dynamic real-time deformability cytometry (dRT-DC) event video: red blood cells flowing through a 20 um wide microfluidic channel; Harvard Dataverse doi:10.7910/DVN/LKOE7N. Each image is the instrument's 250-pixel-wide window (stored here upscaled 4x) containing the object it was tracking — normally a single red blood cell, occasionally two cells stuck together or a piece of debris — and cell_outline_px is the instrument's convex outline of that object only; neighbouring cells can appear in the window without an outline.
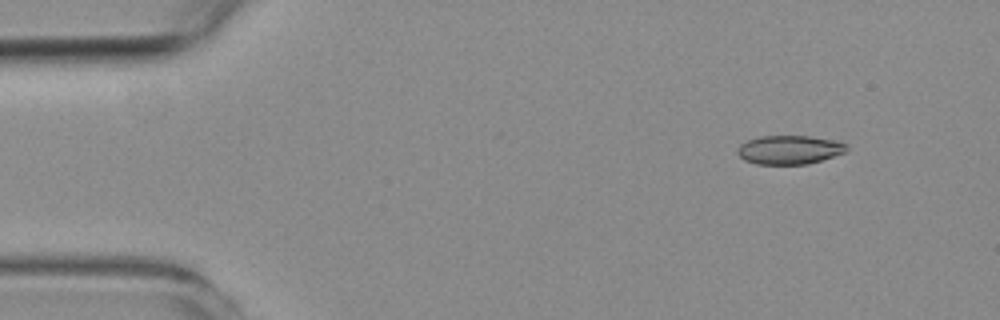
{"species": "common noctule bat (a hibernating species)", "species_latin": "Nyctalus noctula", "temperature_condition": "room temperature", "stored_images_in_passage": 53, "camera_frame_rate_fps": 3000, "um_per_image_px": 0.085, "animal": {"sex": "female", "body_mass_g": 19.3, "forearm_length_mm": 54.1}, "frame": {"image": 1, "passage_image": 5, "time_ms": 1.333, "image_size_px": [1000, 320], "cell_outline_px": [[848, 148], [844, 152], [808, 164], [756, 164], [744, 160], [736, 152], [736, 148], [740, 144], [748, 140], [760, 136], [808, 136], [832, 140], [848, 144]], "centroid_in_image_um": [67.05, 12.73], "position_along_channel_um": 18.0, "area_um2": 18.21}}
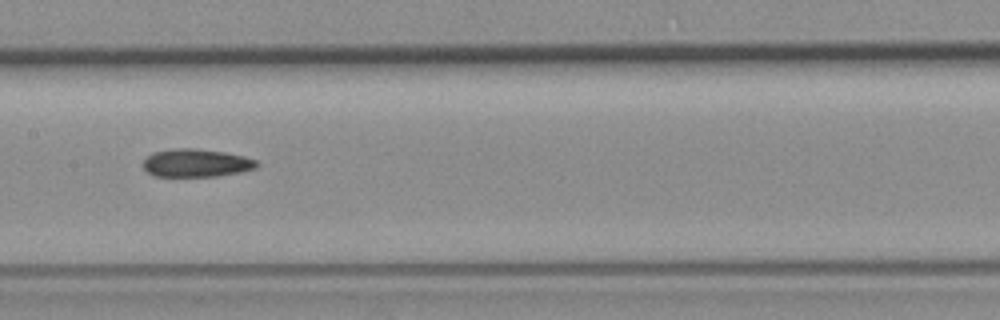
{"frame": {"image": 2, "passage_image": 26, "time_ms": 8.333, "image_size_px": [1000, 320], "cell_outline_px": [[260, 164], [256, 168], [240, 172], [220, 176], [152, 176], [144, 168], [144, 160], [152, 152], [180, 148], [192, 148], [224, 152], [244, 156], [256, 160]], "centroid_in_image_um": [16.7, 13.86], "position_along_channel_um": 190.7, "area_um2": 18.5}}
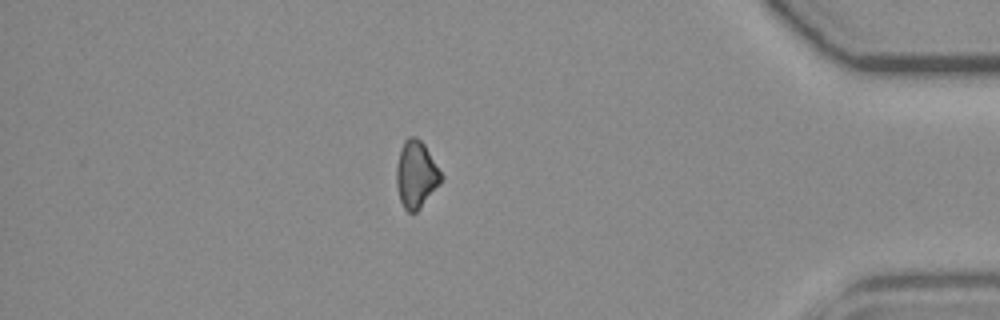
{"frame": {"image": 3, "passage_image": 46, "time_ms": 15.0, "image_size_px": [1000, 320], "cell_outline_px": [[444, 176], [440, 184], [420, 208], [416, 212], [408, 212], [404, 208], [400, 200], [396, 188], [396, 168], [400, 148], [404, 140], [408, 136], [416, 136], [424, 144]], "centroid_in_image_um": [35.36, 14.82], "position_along_channel_um": 399.8, "area_um2": 17.63}}